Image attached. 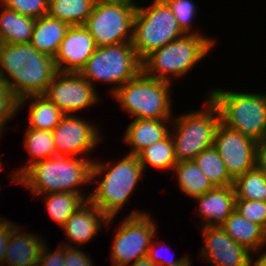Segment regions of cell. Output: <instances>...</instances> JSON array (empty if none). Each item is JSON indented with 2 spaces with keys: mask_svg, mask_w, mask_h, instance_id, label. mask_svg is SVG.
<instances>
[{
  "mask_svg": "<svg viewBox=\"0 0 266 266\" xmlns=\"http://www.w3.org/2000/svg\"><path fill=\"white\" fill-rule=\"evenodd\" d=\"M54 58L40 53L31 43H0V78L18 100L44 95L57 73Z\"/></svg>",
  "mask_w": 266,
  "mask_h": 266,
  "instance_id": "1",
  "label": "cell"
},
{
  "mask_svg": "<svg viewBox=\"0 0 266 266\" xmlns=\"http://www.w3.org/2000/svg\"><path fill=\"white\" fill-rule=\"evenodd\" d=\"M94 159L76 156H54L29 165L17 178L31 194L38 197L47 193L74 192L87 200L90 195L80 188L91 183V169Z\"/></svg>",
  "mask_w": 266,
  "mask_h": 266,
  "instance_id": "2",
  "label": "cell"
},
{
  "mask_svg": "<svg viewBox=\"0 0 266 266\" xmlns=\"http://www.w3.org/2000/svg\"><path fill=\"white\" fill-rule=\"evenodd\" d=\"M143 171L138 156L129 153L116 163L93 161L91 182L95 185L96 180L103 177L96 182L98 185L90 194L89 201L108 218L116 217L135 191Z\"/></svg>",
  "mask_w": 266,
  "mask_h": 266,
  "instance_id": "3",
  "label": "cell"
},
{
  "mask_svg": "<svg viewBox=\"0 0 266 266\" xmlns=\"http://www.w3.org/2000/svg\"><path fill=\"white\" fill-rule=\"evenodd\" d=\"M207 98L217 107L222 124L256 142L266 140V93L215 88Z\"/></svg>",
  "mask_w": 266,
  "mask_h": 266,
  "instance_id": "4",
  "label": "cell"
},
{
  "mask_svg": "<svg viewBox=\"0 0 266 266\" xmlns=\"http://www.w3.org/2000/svg\"><path fill=\"white\" fill-rule=\"evenodd\" d=\"M213 46L215 40L208 36L185 34L146 56L141 61L142 71L149 77L171 83V75L177 78L186 75Z\"/></svg>",
  "mask_w": 266,
  "mask_h": 266,
  "instance_id": "5",
  "label": "cell"
},
{
  "mask_svg": "<svg viewBox=\"0 0 266 266\" xmlns=\"http://www.w3.org/2000/svg\"><path fill=\"white\" fill-rule=\"evenodd\" d=\"M171 85L141 70L112 95L134 119H172Z\"/></svg>",
  "mask_w": 266,
  "mask_h": 266,
  "instance_id": "6",
  "label": "cell"
},
{
  "mask_svg": "<svg viewBox=\"0 0 266 266\" xmlns=\"http://www.w3.org/2000/svg\"><path fill=\"white\" fill-rule=\"evenodd\" d=\"M184 35L175 15L163 0H153L148 7L137 4L131 43L141 61L152 51Z\"/></svg>",
  "mask_w": 266,
  "mask_h": 266,
  "instance_id": "7",
  "label": "cell"
},
{
  "mask_svg": "<svg viewBox=\"0 0 266 266\" xmlns=\"http://www.w3.org/2000/svg\"><path fill=\"white\" fill-rule=\"evenodd\" d=\"M205 99L207 106L202 110L184 113L173 119L174 128L170 135L177 162L193 160L201 151L214 146L220 114L212 101Z\"/></svg>",
  "mask_w": 266,
  "mask_h": 266,
  "instance_id": "8",
  "label": "cell"
},
{
  "mask_svg": "<svg viewBox=\"0 0 266 266\" xmlns=\"http://www.w3.org/2000/svg\"><path fill=\"white\" fill-rule=\"evenodd\" d=\"M142 70L131 42L97 47L80 74L92 85L96 82L113 84L112 94Z\"/></svg>",
  "mask_w": 266,
  "mask_h": 266,
  "instance_id": "9",
  "label": "cell"
},
{
  "mask_svg": "<svg viewBox=\"0 0 266 266\" xmlns=\"http://www.w3.org/2000/svg\"><path fill=\"white\" fill-rule=\"evenodd\" d=\"M136 8V0L96 4L83 26L97 47L132 42Z\"/></svg>",
  "mask_w": 266,
  "mask_h": 266,
  "instance_id": "10",
  "label": "cell"
},
{
  "mask_svg": "<svg viewBox=\"0 0 266 266\" xmlns=\"http://www.w3.org/2000/svg\"><path fill=\"white\" fill-rule=\"evenodd\" d=\"M156 226L147 212L135 210L126 216L117 229L111 247L113 266H128L146 257L151 242L156 236Z\"/></svg>",
  "mask_w": 266,
  "mask_h": 266,
  "instance_id": "11",
  "label": "cell"
},
{
  "mask_svg": "<svg viewBox=\"0 0 266 266\" xmlns=\"http://www.w3.org/2000/svg\"><path fill=\"white\" fill-rule=\"evenodd\" d=\"M44 95L65 115L90 107L99 100L95 86L77 72H57Z\"/></svg>",
  "mask_w": 266,
  "mask_h": 266,
  "instance_id": "12",
  "label": "cell"
},
{
  "mask_svg": "<svg viewBox=\"0 0 266 266\" xmlns=\"http://www.w3.org/2000/svg\"><path fill=\"white\" fill-rule=\"evenodd\" d=\"M257 145L258 142L254 139L242 135L221 122L217 126L214 147L233 179L255 167Z\"/></svg>",
  "mask_w": 266,
  "mask_h": 266,
  "instance_id": "13",
  "label": "cell"
},
{
  "mask_svg": "<svg viewBox=\"0 0 266 266\" xmlns=\"http://www.w3.org/2000/svg\"><path fill=\"white\" fill-rule=\"evenodd\" d=\"M52 134L59 156H86L102 140L97 126L74 114L64 115Z\"/></svg>",
  "mask_w": 266,
  "mask_h": 266,
  "instance_id": "14",
  "label": "cell"
},
{
  "mask_svg": "<svg viewBox=\"0 0 266 266\" xmlns=\"http://www.w3.org/2000/svg\"><path fill=\"white\" fill-rule=\"evenodd\" d=\"M202 260L214 266H251L252 253L233 241L221 226L201 227Z\"/></svg>",
  "mask_w": 266,
  "mask_h": 266,
  "instance_id": "15",
  "label": "cell"
},
{
  "mask_svg": "<svg viewBox=\"0 0 266 266\" xmlns=\"http://www.w3.org/2000/svg\"><path fill=\"white\" fill-rule=\"evenodd\" d=\"M96 49L93 37L83 25L70 26L54 57L57 71L79 73Z\"/></svg>",
  "mask_w": 266,
  "mask_h": 266,
  "instance_id": "16",
  "label": "cell"
},
{
  "mask_svg": "<svg viewBox=\"0 0 266 266\" xmlns=\"http://www.w3.org/2000/svg\"><path fill=\"white\" fill-rule=\"evenodd\" d=\"M114 218H108L98 207L87 200L62 226L61 229L64 230L68 242L69 240L72 242L71 244L64 243L62 245L69 247H74L75 244L84 245L98 234L103 225L112 224Z\"/></svg>",
  "mask_w": 266,
  "mask_h": 266,
  "instance_id": "17",
  "label": "cell"
},
{
  "mask_svg": "<svg viewBox=\"0 0 266 266\" xmlns=\"http://www.w3.org/2000/svg\"><path fill=\"white\" fill-rule=\"evenodd\" d=\"M193 199L199 203L197 214L203 217L200 227L221 226L235 210L233 185L215 187Z\"/></svg>",
  "mask_w": 266,
  "mask_h": 266,
  "instance_id": "18",
  "label": "cell"
},
{
  "mask_svg": "<svg viewBox=\"0 0 266 266\" xmlns=\"http://www.w3.org/2000/svg\"><path fill=\"white\" fill-rule=\"evenodd\" d=\"M168 122L171 119H133L123 139L132 147L129 154L137 156L146 147L165 139L170 134Z\"/></svg>",
  "mask_w": 266,
  "mask_h": 266,
  "instance_id": "19",
  "label": "cell"
},
{
  "mask_svg": "<svg viewBox=\"0 0 266 266\" xmlns=\"http://www.w3.org/2000/svg\"><path fill=\"white\" fill-rule=\"evenodd\" d=\"M21 229L22 226L18 225L11 233L3 266H22L39 259L41 247L46 241Z\"/></svg>",
  "mask_w": 266,
  "mask_h": 266,
  "instance_id": "20",
  "label": "cell"
},
{
  "mask_svg": "<svg viewBox=\"0 0 266 266\" xmlns=\"http://www.w3.org/2000/svg\"><path fill=\"white\" fill-rule=\"evenodd\" d=\"M70 25L48 15L35 20L31 45L40 53L54 58Z\"/></svg>",
  "mask_w": 266,
  "mask_h": 266,
  "instance_id": "21",
  "label": "cell"
},
{
  "mask_svg": "<svg viewBox=\"0 0 266 266\" xmlns=\"http://www.w3.org/2000/svg\"><path fill=\"white\" fill-rule=\"evenodd\" d=\"M227 235L252 254L258 253L266 244V231L243 218L236 210L221 225Z\"/></svg>",
  "mask_w": 266,
  "mask_h": 266,
  "instance_id": "22",
  "label": "cell"
},
{
  "mask_svg": "<svg viewBox=\"0 0 266 266\" xmlns=\"http://www.w3.org/2000/svg\"><path fill=\"white\" fill-rule=\"evenodd\" d=\"M31 100V102H30ZM29 102L28 128L53 131L65 115L45 95H31L19 100V109Z\"/></svg>",
  "mask_w": 266,
  "mask_h": 266,
  "instance_id": "23",
  "label": "cell"
},
{
  "mask_svg": "<svg viewBox=\"0 0 266 266\" xmlns=\"http://www.w3.org/2000/svg\"><path fill=\"white\" fill-rule=\"evenodd\" d=\"M2 7L0 13V43H29L35 25V18L18 14Z\"/></svg>",
  "mask_w": 266,
  "mask_h": 266,
  "instance_id": "24",
  "label": "cell"
},
{
  "mask_svg": "<svg viewBox=\"0 0 266 266\" xmlns=\"http://www.w3.org/2000/svg\"><path fill=\"white\" fill-rule=\"evenodd\" d=\"M172 171L177 175L179 189L192 199L215 188L193 160L177 162Z\"/></svg>",
  "mask_w": 266,
  "mask_h": 266,
  "instance_id": "25",
  "label": "cell"
},
{
  "mask_svg": "<svg viewBox=\"0 0 266 266\" xmlns=\"http://www.w3.org/2000/svg\"><path fill=\"white\" fill-rule=\"evenodd\" d=\"M24 146L31 156L29 161L23 168L16 169L10 177L16 181V178L31 164L39 160L57 156L52 131L36 130L33 128L25 129Z\"/></svg>",
  "mask_w": 266,
  "mask_h": 266,
  "instance_id": "26",
  "label": "cell"
},
{
  "mask_svg": "<svg viewBox=\"0 0 266 266\" xmlns=\"http://www.w3.org/2000/svg\"><path fill=\"white\" fill-rule=\"evenodd\" d=\"M93 6L92 0H49L47 15L70 26L84 25Z\"/></svg>",
  "mask_w": 266,
  "mask_h": 266,
  "instance_id": "27",
  "label": "cell"
},
{
  "mask_svg": "<svg viewBox=\"0 0 266 266\" xmlns=\"http://www.w3.org/2000/svg\"><path fill=\"white\" fill-rule=\"evenodd\" d=\"M42 196H45V207L49 215L60 227L87 201L82 194L74 192L47 193Z\"/></svg>",
  "mask_w": 266,
  "mask_h": 266,
  "instance_id": "28",
  "label": "cell"
},
{
  "mask_svg": "<svg viewBox=\"0 0 266 266\" xmlns=\"http://www.w3.org/2000/svg\"><path fill=\"white\" fill-rule=\"evenodd\" d=\"M193 161L215 187L233 185L234 179L214 146L201 151Z\"/></svg>",
  "mask_w": 266,
  "mask_h": 266,
  "instance_id": "29",
  "label": "cell"
},
{
  "mask_svg": "<svg viewBox=\"0 0 266 266\" xmlns=\"http://www.w3.org/2000/svg\"><path fill=\"white\" fill-rule=\"evenodd\" d=\"M137 156L144 171L147 165L159 170L170 169L171 171L177 164L174 142L170 134L162 141L146 147Z\"/></svg>",
  "mask_w": 266,
  "mask_h": 266,
  "instance_id": "30",
  "label": "cell"
},
{
  "mask_svg": "<svg viewBox=\"0 0 266 266\" xmlns=\"http://www.w3.org/2000/svg\"><path fill=\"white\" fill-rule=\"evenodd\" d=\"M236 199L266 202V175L256 166L233 181Z\"/></svg>",
  "mask_w": 266,
  "mask_h": 266,
  "instance_id": "31",
  "label": "cell"
},
{
  "mask_svg": "<svg viewBox=\"0 0 266 266\" xmlns=\"http://www.w3.org/2000/svg\"><path fill=\"white\" fill-rule=\"evenodd\" d=\"M171 9L177 19L179 27L185 34H198L205 36L203 33L194 32L191 27L192 21L197 14L196 4L192 0H163ZM193 30V31H192ZM191 31V32H190Z\"/></svg>",
  "mask_w": 266,
  "mask_h": 266,
  "instance_id": "32",
  "label": "cell"
},
{
  "mask_svg": "<svg viewBox=\"0 0 266 266\" xmlns=\"http://www.w3.org/2000/svg\"><path fill=\"white\" fill-rule=\"evenodd\" d=\"M0 4L18 14L37 19L47 15L49 0H0Z\"/></svg>",
  "mask_w": 266,
  "mask_h": 266,
  "instance_id": "33",
  "label": "cell"
},
{
  "mask_svg": "<svg viewBox=\"0 0 266 266\" xmlns=\"http://www.w3.org/2000/svg\"><path fill=\"white\" fill-rule=\"evenodd\" d=\"M235 210L243 218L260 225L266 231V202L235 199Z\"/></svg>",
  "mask_w": 266,
  "mask_h": 266,
  "instance_id": "34",
  "label": "cell"
},
{
  "mask_svg": "<svg viewBox=\"0 0 266 266\" xmlns=\"http://www.w3.org/2000/svg\"><path fill=\"white\" fill-rule=\"evenodd\" d=\"M19 109V100L9 86L0 78V135L2 136L7 121L16 117ZM0 136V138H1Z\"/></svg>",
  "mask_w": 266,
  "mask_h": 266,
  "instance_id": "35",
  "label": "cell"
},
{
  "mask_svg": "<svg viewBox=\"0 0 266 266\" xmlns=\"http://www.w3.org/2000/svg\"><path fill=\"white\" fill-rule=\"evenodd\" d=\"M156 242L155 240H152L151 242V245L149 247V250H148V254H147V257L156 265V266H185L189 261H192L188 255H184L182 257H180L179 259H176V260H171L168 259V257L166 256L165 258H163V256L161 257L159 255V250L157 248V244L155 246ZM164 244L161 246L162 247V250L163 248L164 249H168L167 246L165 245L164 247ZM158 250V251H157ZM161 253V252H160Z\"/></svg>",
  "mask_w": 266,
  "mask_h": 266,
  "instance_id": "36",
  "label": "cell"
},
{
  "mask_svg": "<svg viewBox=\"0 0 266 266\" xmlns=\"http://www.w3.org/2000/svg\"><path fill=\"white\" fill-rule=\"evenodd\" d=\"M47 247V244L43 243L38 259L40 266H64V245L61 243L54 252Z\"/></svg>",
  "mask_w": 266,
  "mask_h": 266,
  "instance_id": "37",
  "label": "cell"
},
{
  "mask_svg": "<svg viewBox=\"0 0 266 266\" xmlns=\"http://www.w3.org/2000/svg\"><path fill=\"white\" fill-rule=\"evenodd\" d=\"M89 254H85L81 249L64 245V266H93Z\"/></svg>",
  "mask_w": 266,
  "mask_h": 266,
  "instance_id": "38",
  "label": "cell"
},
{
  "mask_svg": "<svg viewBox=\"0 0 266 266\" xmlns=\"http://www.w3.org/2000/svg\"><path fill=\"white\" fill-rule=\"evenodd\" d=\"M17 226L18 224L10 222L9 219L0 218V266H3L11 233Z\"/></svg>",
  "mask_w": 266,
  "mask_h": 266,
  "instance_id": "39",
  "label": "cell"
},
{
  "mask_svg": "<svg viewBox=\"0 0 266 266\" xmlns=\"http://www.w3.org/2000/svg\"><path fill=\"white\" fill-rule=\"evenodd\" d=\"M255 166L266 175V140L258 142Z\"/></svg>",
  "mask_w": 266,
  "mask_h": 266,
  "instance_id": "40",
  "label": "cell"
},
{
  "mask_svg": "<svg viewBox=\"0 0 266 266\" xmlns=\"http://www.w3.org/2000/svg\"><path fill=\"white\" fill-rule=\"evenodd\" d=\"M128 266H156L147 256L136 260Z\"/></svg>",
  "mask_w": 266,
  "mask_h": 266,
  "instance_id": "41",
  "label": "cell"
},
{
  "mask_svg": "<svg viewBox=\"0 0 266 266\" xmlns=\"http://www.w3.org/2000/svg\"><path fill=\"white\" fill-rule=\"evenodd\" d=\"M251 266H266V251H263L261 255L257 258L256 261L252 260Z\"/></svg>",
  "mask_w": 266,
  "mask_h": 266,
  "instance_id": "42",
  "label": "cell"
},
{
  "mask_svg": "<svg viewBox=\"0 0 266 266\" xmlns=\"http://www.w3.org/2000/svg\"><path fill=\"white\" fill-rule=\"evenodd\" d=\"M94 5L101 4V3H116L121 1H127V0H92Z\"/></svg>",
  "mask_w": 266,
  "mask_h": 266,
  "instance_id": "43",
  "label": "cell"
},
{
  "mask_svg": "<svg viewBox=\"0 0 266 266\" xmlns=\"http://www.w3.org/2000/svg\"><path fill=\"white\" fill-rule=\"evenodd\" d=\"M22 266H40V263H39V261H36V262H31V263H28V264H25Z\"/></svg>",
  "mask_w": 266,
  "mask_h": 266,
  "instance_id": "44",
  "label": "cell"
},
{
  "mask_svg": "<svg viewBox=\"0 0 266 266\" xmlns=\"http://www.w3.org/2000/svg\"><path fill=\"white\" fill-rule=\"evenodd\" d=\"M191 262L189 261L185 266H191Z\"/></svg>",
  "mask_w": 266,
  "mask_h": 266,
  "instance_id": "45",
  "label": "cell"
},
{
  "mask_svg": "<svg viewBox=\"0 0 266 266\" xmlns=\"http://www.w3.org/2000/svg\"><path fill=\"white\" fill-rule=\"evenodd\" d=\"M0 160H1V158H0ZM1 169H3V168H2V164H1V161H0V172H1Z\"/></svg>",
  "mask_w": 266,
  "mask_h": 266,
  "instance_id": "46",
  "label": "cell"
}]
</instances>
